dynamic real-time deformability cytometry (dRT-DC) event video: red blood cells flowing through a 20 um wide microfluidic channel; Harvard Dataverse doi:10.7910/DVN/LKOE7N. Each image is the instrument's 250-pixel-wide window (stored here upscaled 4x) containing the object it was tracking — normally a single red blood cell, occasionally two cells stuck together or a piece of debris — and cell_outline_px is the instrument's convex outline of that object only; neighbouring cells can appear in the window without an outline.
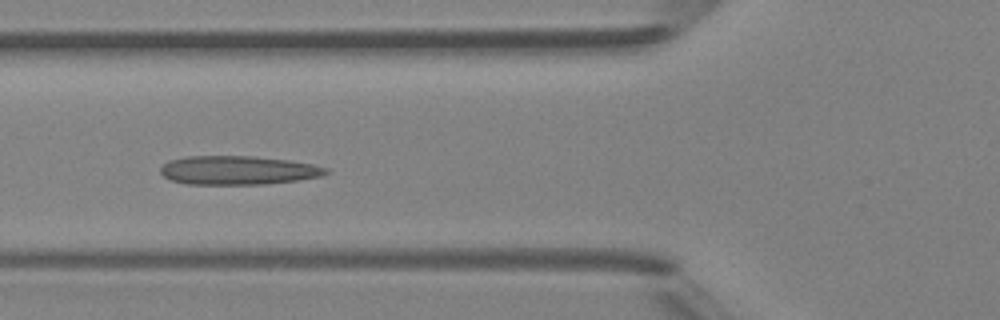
{"species": "Egyptian fruit bat (a non-hibernating species)", "species_latin": "Rousettus aegyptiacus", "temperature_condition": "room temperature", "stored_images_in_passage": 5, "camera_frame_rate_fps": 3000, "um_per_image_px": 0.085, "animal": {"sex": "female"}, "frame": {"image": 1, "passage_image": 5, "time_ms": 4.333, "image_size_px": [1000, 320], "cell_outline_px": [[328, 172], [320, 176], [296, 180], [264, 184], [188, 184], [172, 180], [164, 176], [160, 172], [160, 168], [168, 160], [188, 156], [256, 156], [288, 160], [312, 164], [328, 168]], "centroid_in_image_um": [20.2, 14.46], "position_along_channel_um": 105.6, "area_um2": 27.63}}